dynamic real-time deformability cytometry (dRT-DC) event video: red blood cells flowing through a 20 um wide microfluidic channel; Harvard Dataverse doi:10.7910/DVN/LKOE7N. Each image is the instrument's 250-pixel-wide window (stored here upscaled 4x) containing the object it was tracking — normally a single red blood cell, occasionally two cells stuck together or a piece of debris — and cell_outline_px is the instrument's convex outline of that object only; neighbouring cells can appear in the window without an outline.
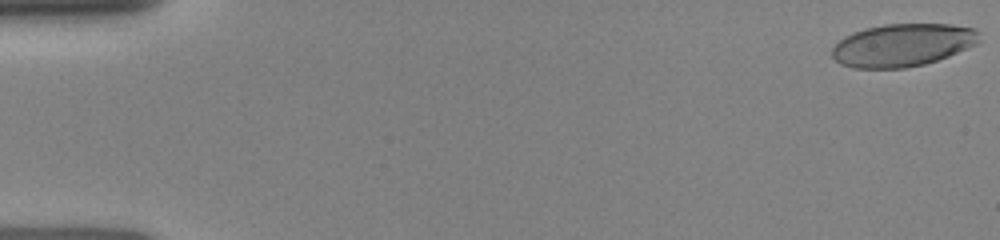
{"species": "human", "species_latin": "Homo sapiens", "temperature_condition": "room temperature", "stored_images_in_passage": 14, "camera_frame_rate_fps": 3000, "um_per_image_px": 0.085, "donor": {"sex": "female"}, "frame": {"image": 1, "passage_image": 1, "time_ms": 0.0, "image_size_px": [1000, 240], "cell_outline_px": [[980, 40], [976, 44], [948, 56], [924, 64], [904, 68], [852, 68], [840, 64], [832, 56], [832, 48], [844, 36], [852, 32], [884, 24], [952, 24], [976, 28], [980, 32]], "centroid_in_image_um": [76.73, 3.82], "position_along_channel_um": 8.3, "area_um2": 36.76}}
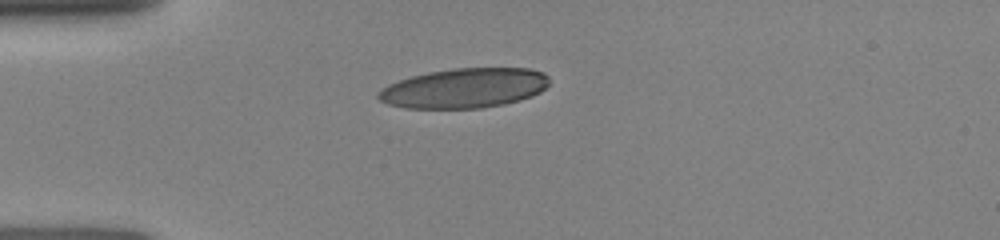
{"frame": {"image": 2, "passage_image": 12, "time_ms": 4.0, "image_size_px": [1000, 240], "cell_outline_px": [[548, 84], [540, 92], [532, 96], [520, 100], [504, 104], [480, 108], [404, 108], [388, 104], [380, 100], [376, 96], [388, 84], [412, 76], [428, 72], [456, 68], [532, 68], [544, 72], [548, 76]], "centroid_in_image_um": [39.5, 7.49], "position_along_channel_um": 45.5, "area_um2": 39.54}}